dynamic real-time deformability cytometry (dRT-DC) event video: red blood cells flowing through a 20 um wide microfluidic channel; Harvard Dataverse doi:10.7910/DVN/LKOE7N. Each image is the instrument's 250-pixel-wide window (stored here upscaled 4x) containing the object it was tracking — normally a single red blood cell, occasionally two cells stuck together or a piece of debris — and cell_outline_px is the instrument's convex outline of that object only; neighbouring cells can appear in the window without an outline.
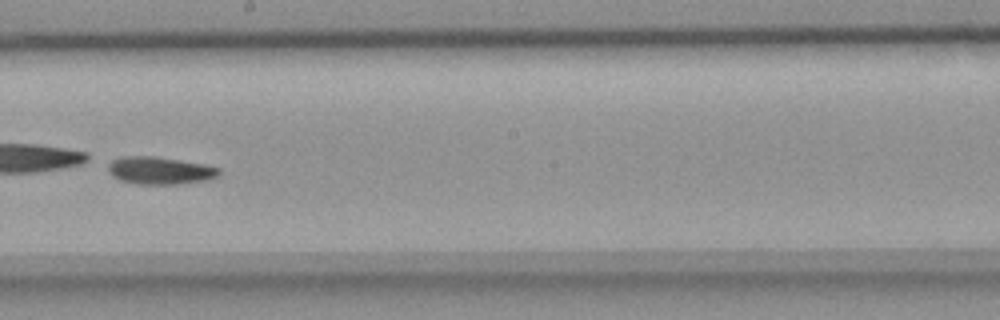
{"species": "common noctule bat (a hibernating species)", "species_latin": "Nyctalus noctula", "temperature_condition": "room temperature", "stored_images_in_passage": 51, "camera_frame_rate_fps": 3000, "um_per_image_px": 0.085, "animal": {"sex": "female", "body_mass_g": 18.4}, "frame": {"image": 1, "passage_image": 30, "time_ms": 9.667, "image_size_px": [1000, 320], "cell_outline_px": [[220, 172], [216, 176], [208, 180], [176, 184], [136, 184], [120, 180], [112, 176], [108, 172], [108, 164], [112, 160], [120, 156], [156, 156], [204, 164], [220, 168]], "centroid_in_image_um": [13.56, 14.49], "position_along_channel_um": 234.6, "area_um2": 17.86}}